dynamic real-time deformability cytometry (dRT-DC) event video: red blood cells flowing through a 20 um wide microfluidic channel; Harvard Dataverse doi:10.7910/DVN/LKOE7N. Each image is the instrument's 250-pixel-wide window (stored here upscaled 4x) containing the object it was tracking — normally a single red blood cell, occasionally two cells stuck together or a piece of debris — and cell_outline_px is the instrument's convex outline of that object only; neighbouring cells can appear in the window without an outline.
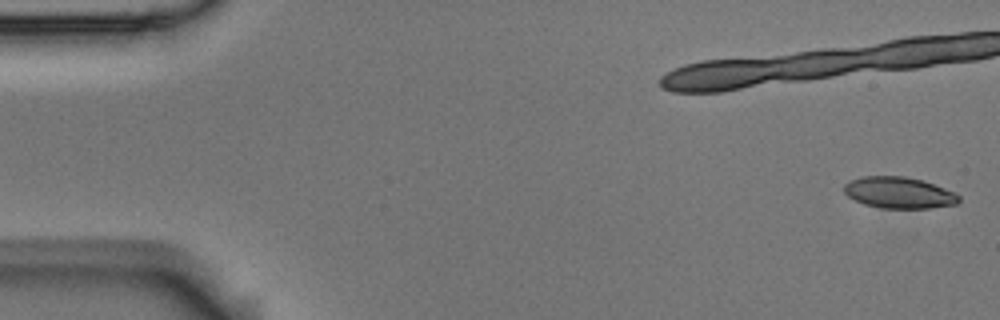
{"species": "Egyptian fruit bat (a non-hibernating species)", "species_latin": "Rousettus aegyptiacus", "temperature_condition": "room temperature", "stored_images_in_passage": 3, "camera_frame_rate_fps": 3000, "um_per_image_px": 0.085, "animal": {"sex": "male"}, "frame": {"image": 1, "passage_image": 1, "time_ms": 0.0, "image_size_px": [1000, 320], "cell_outline_px": [[960, 200], [956, 204], [932, 208], [880, 208], [864, 204], [848, 196], [844, 192], [844, 184], [852, 180], [864, 176], [904, 176], [920, 180], [956, 192], [960, 196]], "centroid_in_image_um": [76.43, 16.38], "position_along_channel_um": 8.6, "area_um2": 20.87}}